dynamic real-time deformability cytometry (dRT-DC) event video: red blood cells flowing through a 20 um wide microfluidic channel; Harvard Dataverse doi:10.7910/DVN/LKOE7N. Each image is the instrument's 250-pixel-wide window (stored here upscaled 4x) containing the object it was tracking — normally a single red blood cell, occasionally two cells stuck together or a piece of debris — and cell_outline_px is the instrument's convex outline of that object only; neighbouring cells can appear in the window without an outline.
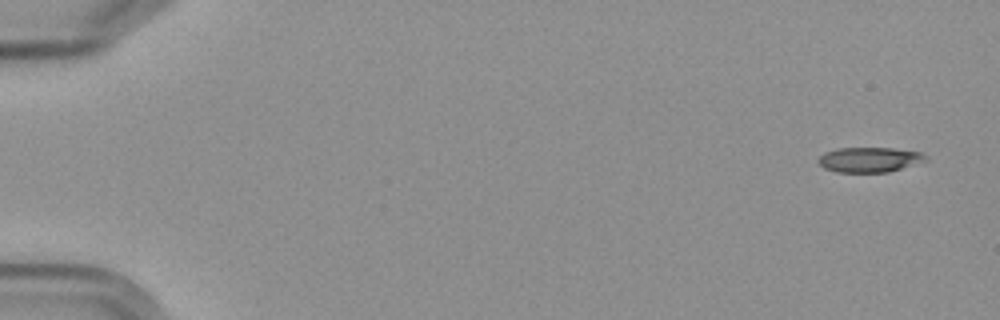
{"species": "Egyptian fruit bat (a non-hibernating species)", "species_latin": "Rousettus aegyptiacus", "temperature_condition": "cold", "stored_images_in_passage": 5, "camera_frame_rate_fps": 3000, "um_per_image_px": 0.085, "frame": {"image": 1, "passage_image": 1, "time_ms": 0.0, "image_size_px": [1000, 320], "cell_outline_px": [[928, 160], [888, 172], [836, 172], [824, 168], [816, 160], [824, 152], [836, 148], [892, 148], [920, 152], [928, 156]], "centroid_in_image_um": [73.88, 13.56], "position_along_channel_um": 11.1, "area_um2": 15.66}}